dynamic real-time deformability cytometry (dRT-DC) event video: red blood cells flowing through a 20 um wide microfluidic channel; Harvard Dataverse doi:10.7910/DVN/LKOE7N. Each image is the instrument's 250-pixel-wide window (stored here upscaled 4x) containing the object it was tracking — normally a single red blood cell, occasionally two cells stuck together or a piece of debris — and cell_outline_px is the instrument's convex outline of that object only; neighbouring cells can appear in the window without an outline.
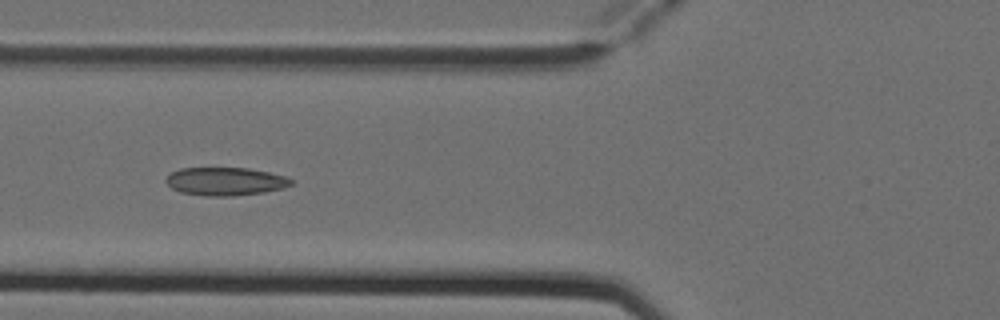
{"species": "Egyptian fruit bat (a non-hibernating species)", "species_latin": "Rousettus aegyptiacus", "temperature_condition": "cold", "stored_images_in_passage": 6, "camera_frame_rate_fps": 3000, "um_per_image_px": 0.085, "animal": {"sex": "female"}, "frame": {"image": 1, "passage_image": 4, "time_ms": 1.0, "image_size_px": [1000, 320], "cell_outline_px": [[296, 180], [292, 184], [284, 188], [264, 192], [232, 196], [208, 196], [180, 192], [172, 188], [164, 180], [172, 172], [180, 168], [248, 168], [268, 172], [284, 176]], "centroid_in_image_um": [19.18, 15.42], "position_along_channel_um": 106.6, "area_um2": 20.52}}
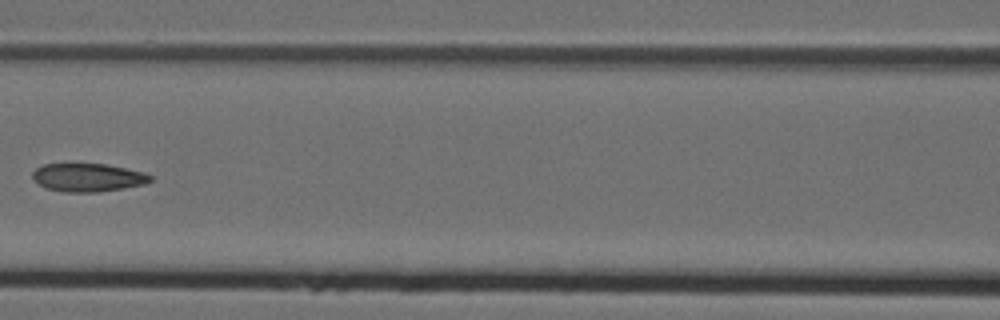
{"frame": {"image": 2, "passage_image": 5, "time_ms": 1.333, "image_size_px": [1000, 320], "cell_outline_px": [[152, 180], [144, 184], [124, 188], [96, 192], [64, 192], [44, 188], [32, 180], [32, 172], [36, 168], [44, 164], [104, 164], [124, 168], [140, 172], [152, 176]], "centroid_in_image_um": [7.4, 15.1], "position_along_channel_um": 159.2, "area_um2": 19.31}}
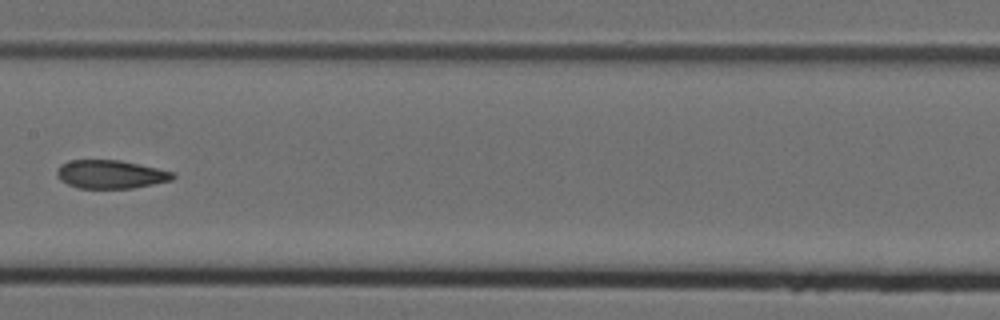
{"frame": {"image": 3, "passage_image": 6, "time_ms": 1.667, "image_size_px": [1000, 320], "cell_outline_px": [[176, 176], [172, 180], [132, 188], [76, 188], [60, 180], [56, 176], [56, 168], [60, 164], [68, 160], [120, 160], [156, 168], [172, 172]], "centroid_in_image_um": [9.34, 14.81], "position_along_channel_um": 198.1, "area_um2": 19.19}}